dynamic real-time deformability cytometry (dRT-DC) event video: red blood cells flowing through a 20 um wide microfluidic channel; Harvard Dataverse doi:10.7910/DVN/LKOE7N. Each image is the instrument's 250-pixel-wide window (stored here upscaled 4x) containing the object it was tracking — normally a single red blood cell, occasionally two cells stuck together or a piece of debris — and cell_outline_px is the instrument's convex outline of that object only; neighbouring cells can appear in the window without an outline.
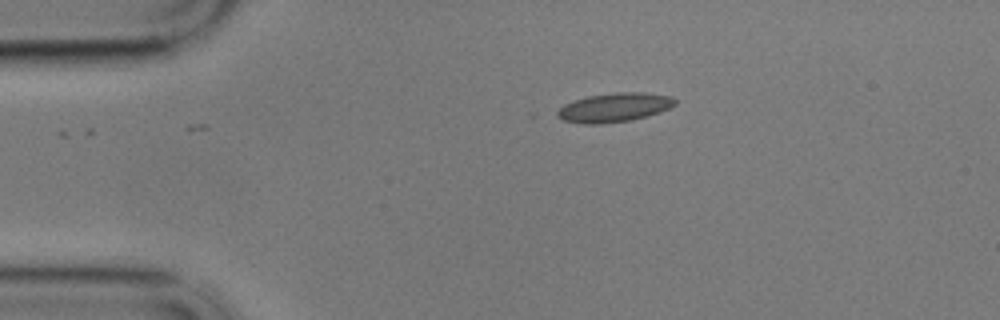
{"species": "common noctule bat (a hibernating species)", "species_latin": "Nyctalus noctula", "temperature_condition": "cold", "stored_images_in_passage": 4, "camera_frame_rate_fps": 3000, "um_per_image_px": 0.085, "animal": {"sex": "male", "body_mass_g": 17.9}, "frame": {"image": 1, "passage_image": 1, "time_ms": 0.0, "image_size_px": [1000, 320], "cell_outline_px": [[676, 104], [660, 112], [648, 116], [628, 120], [600, 124], [580, 124], [564, 120], [556, 116], [552, 112], [564, 104], [588, 96], [616, 92], [644, 92], [672, 96], [676, 100]], "centroid_in_image_um": [52.18, 9.13], "position_along_channel_um": 32.8, "area_um2": 20.06}}